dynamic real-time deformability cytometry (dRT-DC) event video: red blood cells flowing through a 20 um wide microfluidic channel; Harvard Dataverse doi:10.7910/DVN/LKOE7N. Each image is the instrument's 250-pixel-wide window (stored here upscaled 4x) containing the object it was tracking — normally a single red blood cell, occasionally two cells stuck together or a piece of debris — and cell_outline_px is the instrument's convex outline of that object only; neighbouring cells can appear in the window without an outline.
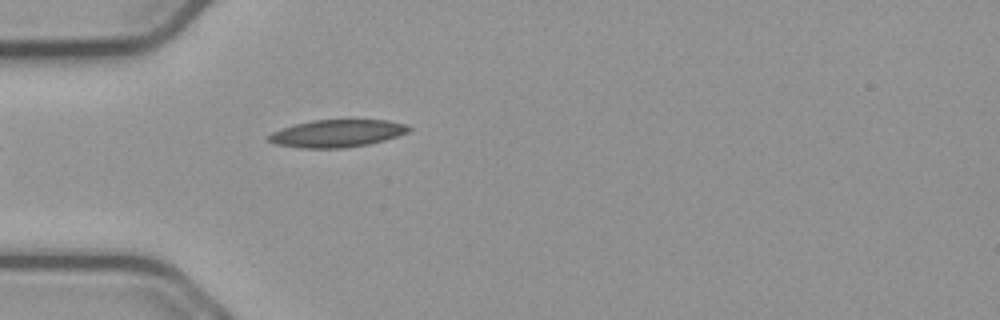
{"species": "common noctule bat (a hibernating species)", "species_latin": "Nyctalus noctula", "temperature_condition": "cold", "stored_images_in_passage": 20, "camera_frame_rate_fps": 3000, "um_per_image_px": 0.085, "animal": {"sex": "male", "body_mass_g": 23.1, "forearm_length_mm": 52.7}, "frame": {"image": 1, "passage_image": 1, "time_ms": 0.0, "image_size_px": [1000, 320], "cell_outline_px": [[412, 128], [408, 132], [384, 140], [368, 144], [344, 148], [304, 148], [276, 144], [268, 140], [268, 136], [272, 132], [296, 124], [312, 120], [388, 120], [404, 124]], "centroid_in_image_um": [28.66, 11.34], "position_along_channel_um": 56.3, "area_um2": 22.14}}
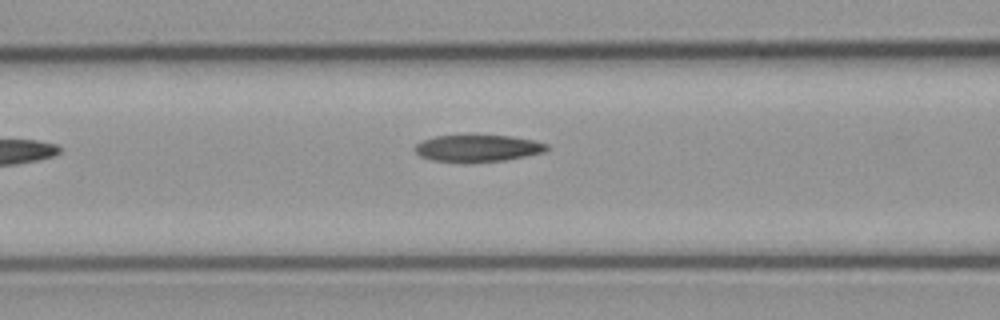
{"frame": {"image": 2, "passage_image": 7, "time_ms": 2.0, "image_size_px": [1000, 320], "cell_outline_px": [[548, 148], [544, 152], [504, 160], [432, 160], [420, 156], [412, 148], [416, 144], [424, 140], [436, 136], [472, 132], [512, 136], [532, 140], [548, 144]], "centroid_in_image_um": [40.59, 12.51], "position_along_channel_um": 126.0, "area_um2": 20.81}}
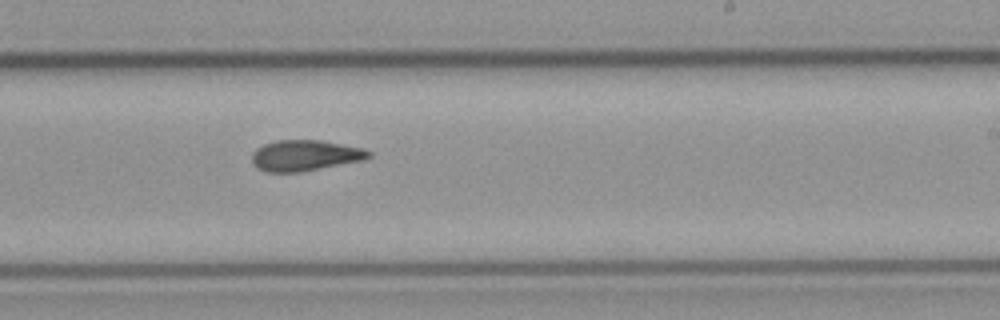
{"frame": {"image": 3, "passage_image": 18, "time_ms": 5.667, "image_size_px": [1000, 320], "cell_outline_px": [[372, 156], [364, 160], [300, 172], [268, 172], [256, 168], [252, 164], [252, 152], [256, 148], [264, 144], [276, 140], [320, 140], [364, 148], [372, 152]], "centroid_in_image_um": [25.92, 13.21], "position_along_channel_um": 263.1, "area_um2": 21.15}}